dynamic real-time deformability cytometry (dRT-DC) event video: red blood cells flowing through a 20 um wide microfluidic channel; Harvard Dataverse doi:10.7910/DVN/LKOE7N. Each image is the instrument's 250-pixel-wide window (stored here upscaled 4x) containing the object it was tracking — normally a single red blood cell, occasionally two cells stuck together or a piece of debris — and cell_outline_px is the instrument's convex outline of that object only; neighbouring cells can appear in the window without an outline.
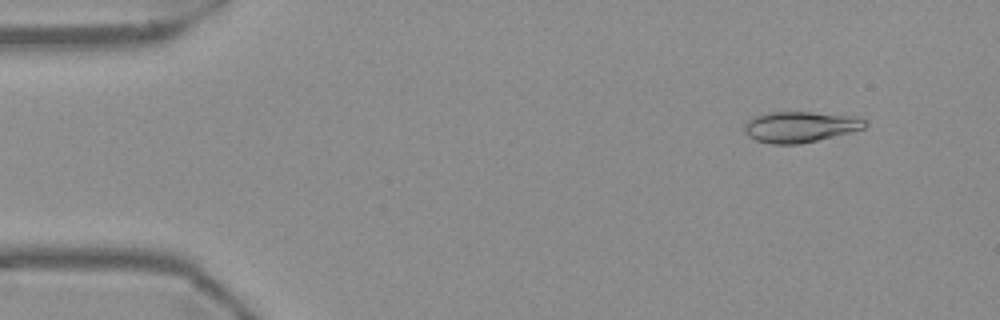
{"species": "Egyptian fruit bat (a non-hibernating species)", "species_latin": "Rousettus aegyptiacus", "temperature_condition": "warm", "stored_images_in_passage": 54, "camera_frame_rate_fps": 3000, "um_per_image_px": 0.085, "frame": {"image": 1, "passage_image": 5, "time_ms": 1.333, "image_size_px": [1000, 320], "cell_outline_px": [[868, 124], [864, 128], [852, 132], [800, 144], [768, 144], [756, 140], [748, 136], [744, 132], [744, 124], [752, 116], [768, 112], [812, 112], [856, 116], [864, 120]], "centroid_in_image_um": [67.98, 10.78], "position_along_channel_um": 17.0, "area_um2": 21.91}}
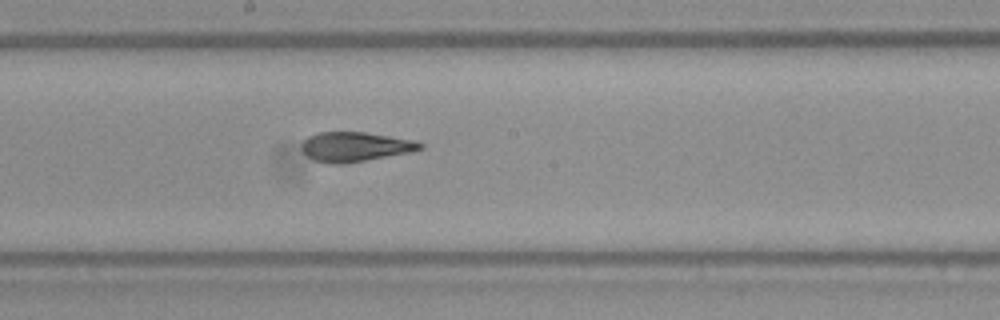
{"frame": {"image": 2, "passage_image": 29, "time_ms": 9.333, "image_size_px": [1000, 320], "cell_outline_px": [[424, 148], [412, 152], [344, 164], [328, 164], [312, 160], [300, 148], [300, 144], [308, 136], [320, 132], [364, 132], [416, 140], [424, 144]], "centroid_in_image_um": [30.19, 12.48], "position_along_channel_um": 218.0, "area_um2": 20.69}}
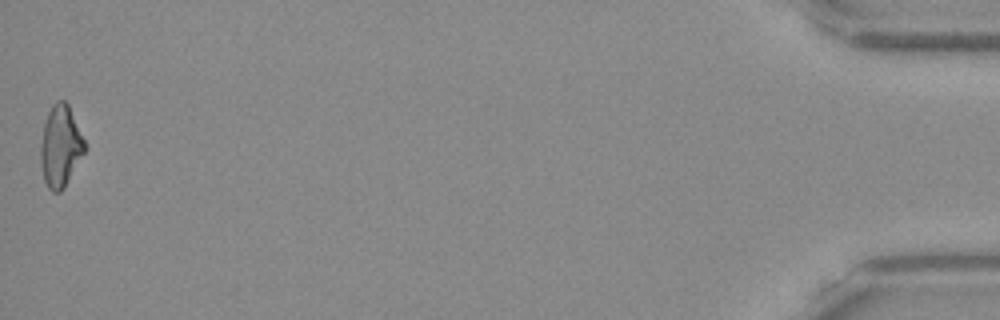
{"frame": {"image": 3, "passage_image": 54, "time_ms": 17.667, "image_size_px": [1000, 320], "cell_outline_px": [[84, 152], [64, 188], [60, 192], [52, 192], [48, 188], [44, 180], [40, 164], [40, 144], [44, 124], [48, 112], [52, 104], [56, 100], [64, 100], [68, 104], [84, 140]], "centroid_in_image_um": [5.1, 12.43], "position_along_channel_um": 430.1, "area_um2": 20.75}, "authors_computed_cell_mechanics": {"area_um2": 20.7791, "velocity_mm_per_s": 3.7245, "shape_relaxation_time_tau1_ms": null, "shape_relaxation_time_tau2_ms": 2.561, "deformation_change_tau1": null, "deformation_change_tau2": 0.083}}